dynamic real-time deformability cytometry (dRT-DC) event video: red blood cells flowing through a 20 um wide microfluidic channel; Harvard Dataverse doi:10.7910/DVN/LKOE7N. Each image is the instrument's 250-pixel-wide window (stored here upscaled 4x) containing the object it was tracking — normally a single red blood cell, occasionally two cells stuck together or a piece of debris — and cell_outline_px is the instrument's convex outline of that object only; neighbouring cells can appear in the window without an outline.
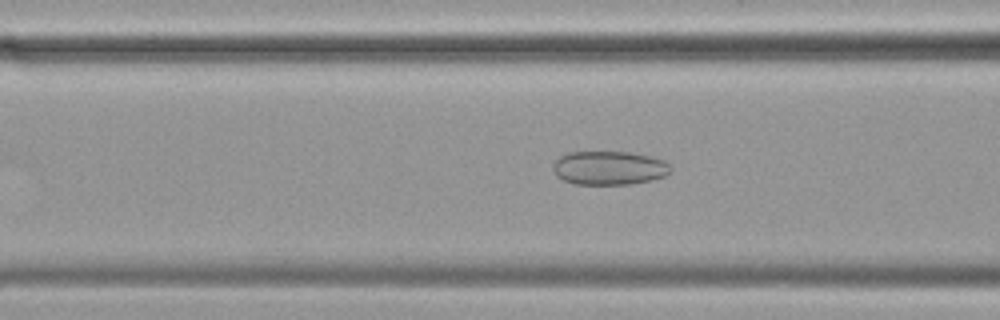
{"species": "common noctule bat (a hibernating species)", "species_latin": "Nyctalus noctula", "temperature_condition": "cold", "stored_images_in_passage": 42, "camera_frame_rate_fps": 3000, "um_per_image_px": 0.085, "animal": {"sex": "female", "body_mass_g": 19.9}, "frame": {"image": 1, "passage_image": 7, "time_ms": 2.0, "image_size_px": [1000, 320], "cell_outline_px": [[672, 172], [664, 176], [652, 180], [628, 184], [576, 184], [564, 180], [556, 176], [552, 168], [556, 160], [560, 156], [568, 152], [628, 152], [652, 156], [664, 160], [672, 168]], "centroid_in_image_um": [51.8, 14.27], "position_along_channel_um": 114.8, "area_um2": 23.24}}
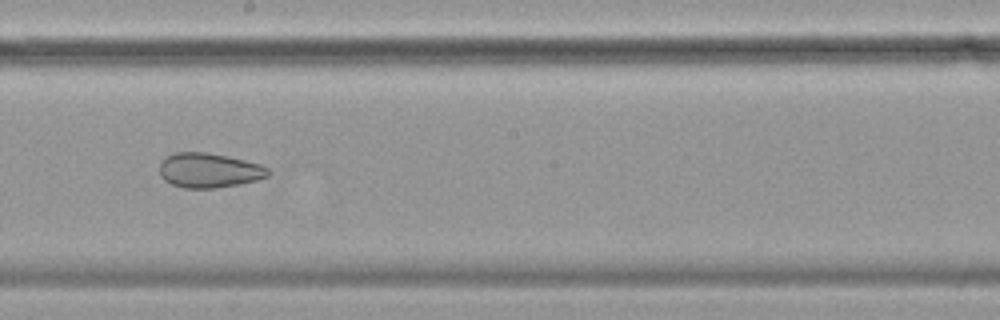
{"frame": {"image": 2, "passage_image": 17, "time_ms": 5.333, "image_size_px": [1000, 320], "cell_outline_px": [[272, 172], [268, 176], [256, 180], [240, 184], [216, 188], [184, 188], [172, 184], [164, 180], [160, 176], [160, 160], [164, 156], [176, 152], [208, 152], [228, 156], [260, 164], [268, 168]], "centroid_in_image_um": [17.75, 14.47], "position_along_channel_um": 230.4, "area_um2": 22.2}}
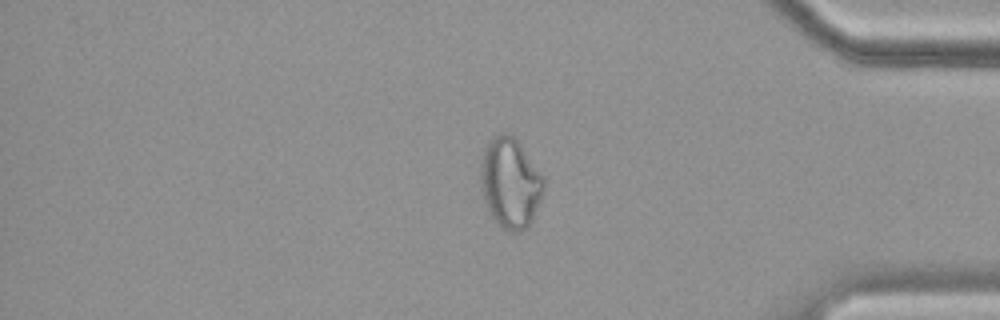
{"frame": {"image": 3, "passage_image": 33, "time_ms": 10.667, "image_size_px": [1000, 320], "cell_outline_px": [[544, 192], [532, 220], [528, 228], [520, 232], [508, 232], [500, 228], [496, 224], [488, 212], [484, 200], [480, 184], [480, 164], [484, 148], [492, 136], [500, 132], [508, 132], [520, 144], [544, 176]], "centroid_in_image_um": [43.36, 15.57], "position_along_channel_um": 391.8, "area_um2": 33.87}, "authors_computed_cell_mechanics": {"area_um2": 26.4435, "velocity_mm_per_s": 3.483, "shape_relaxation_time_tau1_ms": null, "shape_relaxation_time_tau2_ms": 3.1198, "deformation_change_tau1": null, "deformation_change_tau2": 0.0791}}